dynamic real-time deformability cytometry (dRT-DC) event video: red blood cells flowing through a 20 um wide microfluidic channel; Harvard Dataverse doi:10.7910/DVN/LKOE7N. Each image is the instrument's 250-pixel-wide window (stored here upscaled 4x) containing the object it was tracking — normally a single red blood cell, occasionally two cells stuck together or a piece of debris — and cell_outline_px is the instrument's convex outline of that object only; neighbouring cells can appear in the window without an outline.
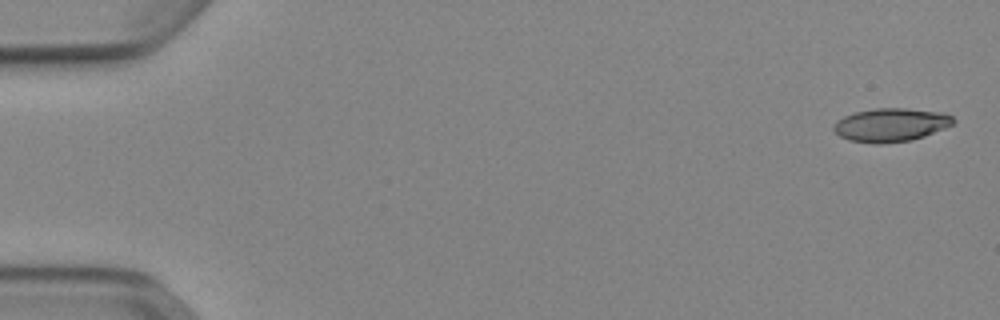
{"species": "Egyptian fruit bat (a non-hibernating species)", "species_latin": "Rousettus aegyptiacus", "temperature_condition": "cold", "stored_images_in_passage": 52, "camera_frame_rate_fps": 3000, "um_per_image_px": 0.085, "animal": {"sex": "female"}, "frame": {"image": 1, "passage_image": 1, "time_ms": 0.0, "image_size_px": [1000, 320], "cell_outline_px": [[956, 120], [952, 124], [944, 128], [924, 136], [912, 140], [880, 144], [876, 144], [848, 140], [840, 136], [832, 128], [836, 120], [844, 116], [856, 112], [876, 108], [904, 108], [944, 112], [952, 116]], "centroid_in_image_um": [75.72, 10.61], "position_along_channel_um": 9.3, "area_um2": 23.35}}
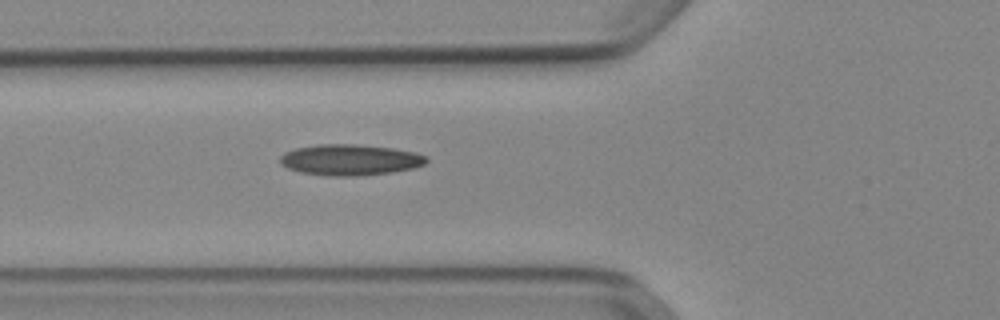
{"frame": {"image": 2, "passage_image": 19, "time_ms": 6.0, "image_size_px": [1000, 320], "cell_outline_px": [[428, 160], [424, 164], [412, 168], [392, 172], [356, 176], [328, 176], [300, 172], [288, 168], [280, 164], [280, 156], [284, 152], [296, 148], [316, 144], [356, 144], [392, 148], [416, 152], [428, 156]], "centroid_in_image_um": [29.74, 13.58], "position_along_channel_um": 96.1, "area_um2": 26.53}}
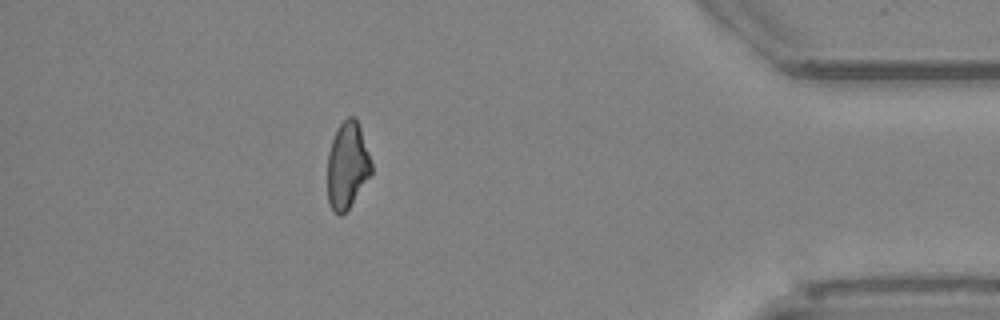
{"frame": {"image": 3, "passage_image": 46, "time_ms": 15.0, "image_size_px": [1000, 320], "cell_outline_px": [[372, 172], [348, 208], [340, 216], [332, 212], [328, 200], [328, 152], [332, 140], [340, 124], [348, 116], [356, 116], [372, 164]], "centroid_in_image_um": [29.51, 14.06], "position_along_channel_um": 405.7, "area_um2": 21.85}, "authors_computed_cell_mechanics": {"area_um2": 23.5824, "velocity_mm_per_s": 3.9071, "shape_relaxation_time_tau1_ms": null, "shape_relaxation_time_tau2_ms": 3.6796, "deformation_change_tau1": null, "deformation_change_tau2": 0.1169}}